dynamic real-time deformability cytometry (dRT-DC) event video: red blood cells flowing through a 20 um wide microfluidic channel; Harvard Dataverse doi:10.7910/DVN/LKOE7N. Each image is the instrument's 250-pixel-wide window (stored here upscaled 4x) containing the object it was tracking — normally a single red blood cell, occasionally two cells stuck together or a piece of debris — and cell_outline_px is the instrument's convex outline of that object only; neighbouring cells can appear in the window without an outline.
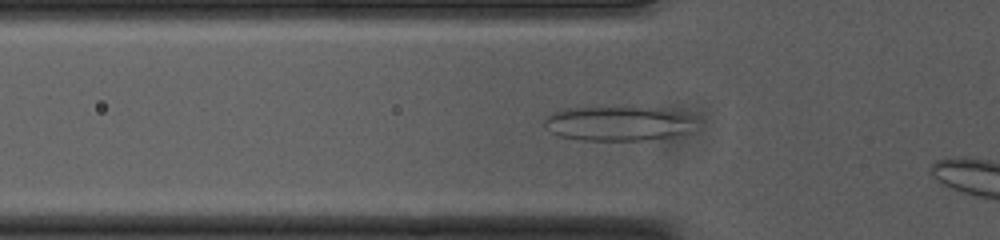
{"species": "common noctule bat (a hibernating species)", "species_latin": "Nyctalus noctula", "temperature_condition": "cold", "stored_images_in_passage": 18, "camera_frame_rate_fps": 3000, "um_per_image_px": 0.085, "animal": {"sex": "female", "body_mass_g": 23.0, "forearm_length_mm": 53.4}, "frame": {"image": 1, "passage_image": 16, "time_ms": 5.0, "image_size_px": [1000, 240], "cell_outline_px": [[692, 132], [644, 140], [580, 140], [560, 136], [552, 132], [544, 124], [544, 116], [552, 112], [572, 108], [660, 108], [688, 116]], "centroid_in_image_um": [52.43, 10.51], "position_along_channel_um": 73.4, "area_um2": 29.59}}